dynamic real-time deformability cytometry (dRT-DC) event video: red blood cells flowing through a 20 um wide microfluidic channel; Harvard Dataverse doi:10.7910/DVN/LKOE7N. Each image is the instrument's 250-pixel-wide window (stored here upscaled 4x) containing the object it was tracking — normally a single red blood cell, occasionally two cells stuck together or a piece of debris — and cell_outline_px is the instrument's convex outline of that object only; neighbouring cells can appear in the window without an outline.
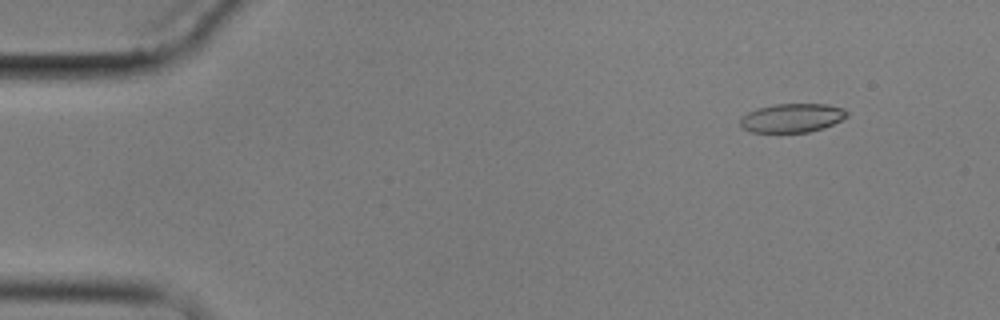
{"species": "common noctule bat (a hibernating species)", "species_latin": "Nyctalus noctula", "temperature_condition": "cold", "stored_images_in_passage": 5, "camera_frame_rate_fps": 3000, "um_per_image_px": 0.085, "animal": {"sex": "male", "body_mass_g": 17.9}, "frame": {"image": 1, "passage_image": 2, "time_ms": 1.0, "image_size_px": [1000, 320], "cell_outline_px": [[848, 116], [824, 128], [808, 132], [752, 132], [744, 128], [740, 124], [740, 120], [748, 112], [760, 108], [776, 104], [828, 104], [844, 108], [848, 112]], "centroid_in_image_um": [67.37, 10.02], "position_along_channel_um": 17.6, "area_um2": 17.74}}
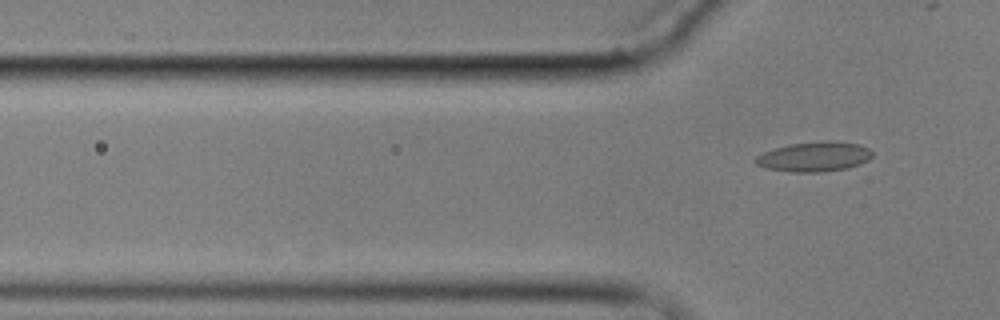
{"frame": {"image": 2, "passage_image": 5, "time_ms": 4.667, "image_size_px": [1000, 320], "cell_outline_px": [[872, 156], [868, 160], [860, 164], [848, 168], [824, 172], [792, 172], [768, 168], [756, 164], [756, 156], [764, 152], [776, 148], [792, 144], [820, 140], [860, 144], [868, 148], [872, 152]], "centroid_in_image_um": [69.25, 13.32], "position_along_channel_um": 56.5, "area_um2": 20.11}}